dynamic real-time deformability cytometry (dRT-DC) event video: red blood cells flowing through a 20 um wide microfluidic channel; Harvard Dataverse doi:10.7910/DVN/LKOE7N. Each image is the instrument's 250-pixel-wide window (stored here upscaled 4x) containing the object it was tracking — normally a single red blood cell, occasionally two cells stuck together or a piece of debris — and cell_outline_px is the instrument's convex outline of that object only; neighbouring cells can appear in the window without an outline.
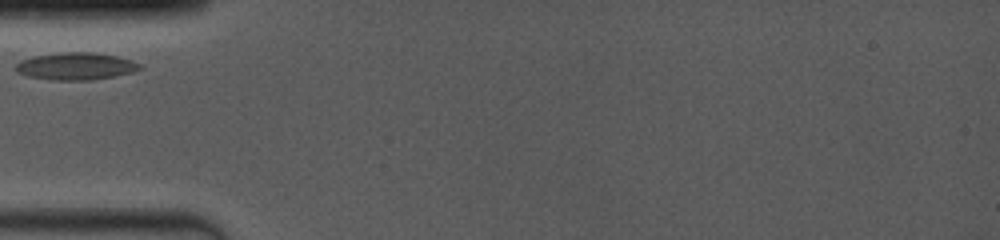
{"species": "common noctule bat (a hibernating species)", "species_latin": "Nyctalus noctula", "temperature_condition": "room temperature", "stored_images_in_passage": 7, "camera_frame_rate_fps": 4000, "um_per_image_px": 0.085, "animal": {"sex": "female", "body_mass_g": 19.0, "forearm_length_mm": 53.3}, "frame": {"image": 1, "passage_image": 1, "time_ms": 0.0, "image_size_px": [1000, 240], "cell_outline_px": [[144, 68], [132, 72], [112, 76], [88, 80], [52, 80], [28, 76], [16, 72], [16, 64], [20, 60], [36, 56], [60, 52], [92, 52], [116, 56], [132, 60], [140, 64]], "centroid_in_image_um": [6.44, 5.62], "position_along_channel_um": 78.6, "area_um2": 19.59}}
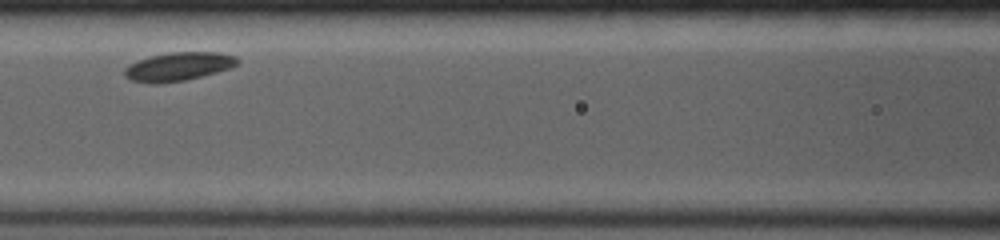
{"frame": {"image": 2, "passage_image": 3, "time_ms": 2.0, "image_size_px": [1000, 240], "cell_outline_px": [[240, 60], [232, 68], [184, 80], [156, 84], [152, 84], [132, 80], [124, 76], [124, 68], [128, 64], [136, 60], [148, 56], [168, 52], [220, 52], [236, 56]], "centroid_in_image_um": [15.13, 5.64], "position_along_channel_um": 151.5, "area_um2": 18.96}}
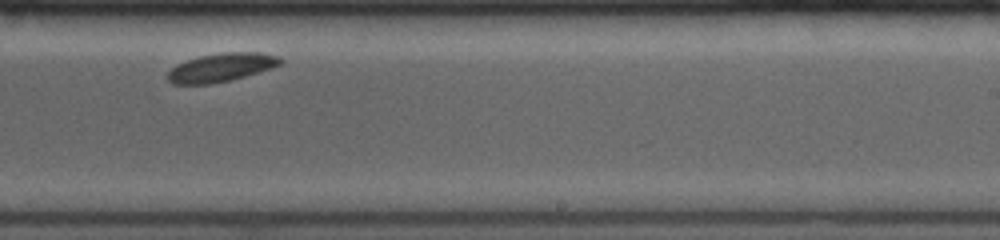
{"frame": {"image": 3, "passage_image": 6, "time_ms": 5.25, "image_size_px": [1000, 240], "cell_outline_px": [[284, 60], [280, 64], [244, 76], [228, 80], [208, 84], [172, 84], [168, 80], [168, 72], [176, 64], [200, 56], [224, 52], [264, 52], [280, 56]], "centroid_in_image_um": [18.8, 5.71], "position_along_channel_um": 270.2, "area_um2": 18.44}}